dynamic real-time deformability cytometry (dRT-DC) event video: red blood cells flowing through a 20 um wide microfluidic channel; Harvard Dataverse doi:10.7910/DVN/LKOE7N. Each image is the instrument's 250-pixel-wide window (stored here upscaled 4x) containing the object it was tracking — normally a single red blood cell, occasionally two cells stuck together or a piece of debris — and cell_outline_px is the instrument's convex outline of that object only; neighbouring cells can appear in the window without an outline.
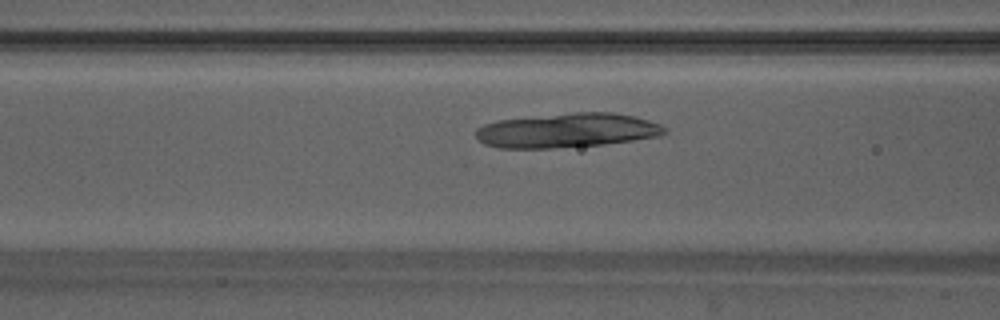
{"species": "Egyptian fruit bat (a non-hibernating species)", "species_latin": "Rousettus aegyptiacus", "temperature_condition": "warm", "stored_images_in_passage": 44, "camera_frame_rate_fps": 3000, "um_per_image_px": 0.085, "animal": {"sex": "male"}, "frame": {"image": 1, "passage_image": 15, "time_ms": 4.667, "image_size_px": [1000, 320], "cell_outline_px": [[668, 132], [660, 136], [604, 144], [552, 148], [500, 148], [484, 144], [476, 136], [476, 128], [484, 124], [496, 120], [576, 112], [612, 112], [632, 116], [648, 120], [660, 124], [668, 128]], "centroid_in_image_um": [48.21, 11.08], "position_along_channel_um": 118.4, "area_um2": 37.8}}
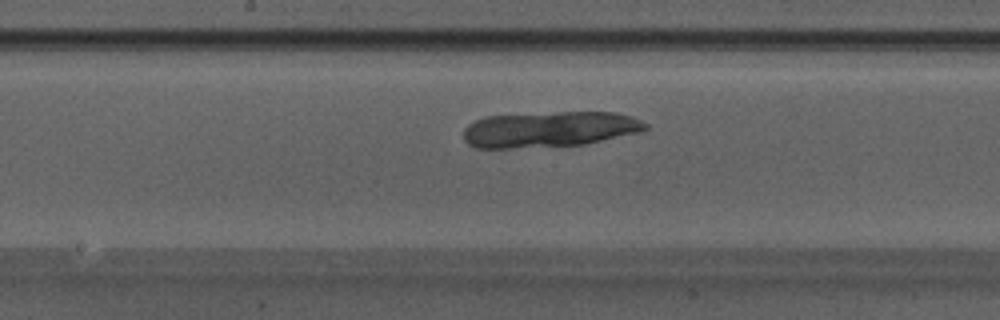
{"frame": {"image": 2, "passage_image": 21, "time_ms": 6.667, "image_size_px": [1000, 320], "cell_outline_px": [[648, 128], [640, 132], [584, 144], [512, 148], [476, 148], [468, 144], [464, 140], [464, 128], [468, 124], [484, 116], [556, 112], [616, 112], [632, 116], [648, 124]], "centroid_in_image_um": [46.69, 10.98], "position_along_channel_um": 201.5, "area_um2": 37.92}}
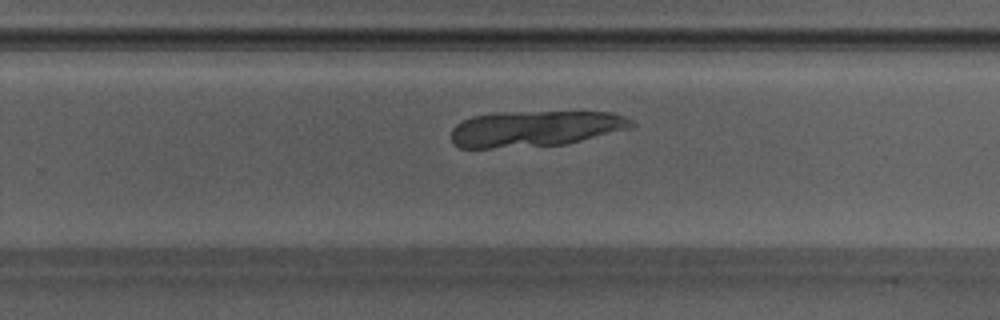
{"frame": {"image": 3, "passage_image": 27, "time_ms": 8.667, "image_size_px": [1000, 320], "cell_outline_px": [[636, 124], [632, 128], [568, 144], [492, 148], [460, 148], [452, 144], [452, 128], [456, 124], [472, 116], [496, 112], [612, 112], [624, 116], [632, 120]], "centroid_in_image_um": [45.5, 10.93], "position_along_channel_um": 284.3, "area_um2": 37.97}}